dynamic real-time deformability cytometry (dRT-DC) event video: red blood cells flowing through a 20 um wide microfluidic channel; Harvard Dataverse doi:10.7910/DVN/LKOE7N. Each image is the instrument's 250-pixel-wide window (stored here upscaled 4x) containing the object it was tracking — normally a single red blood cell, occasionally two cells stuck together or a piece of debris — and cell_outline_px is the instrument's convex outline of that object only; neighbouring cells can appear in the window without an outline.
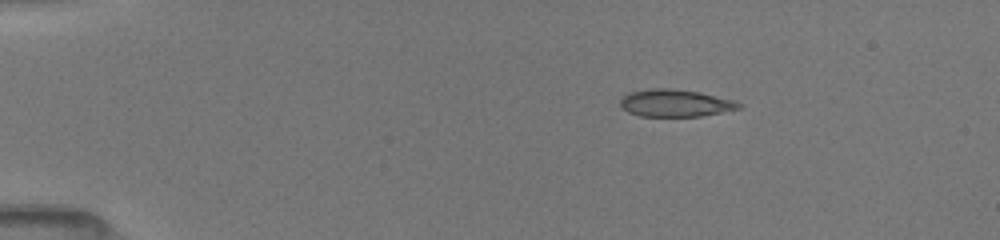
{"species": "common noctule bat (a hibernating species)", "species_latin": "Nyctalus noctula", "temperature_condition": "room temperature", "stored_images_in_passage": 7, "camera_frame_rate_fps": 3000, "um_per_image_px": 0.085, "animal": {"sex": "female", "body_mass_g": 19.5, "forearm_length_mm": 54.1}, "frame": {"image": 1, "passage_image": 3, "time_ms": 2.0, "image_size_px": [1000, 240], "cell_outline_px": [[744, 104], [740, 108], [700, 116], [640, 116], [628, 112], [620, 108], [620, 100], [628, 92], [652, 88], [672, 88], [700, 92], [736, 100]], "centroid_in_image_um": [57.39, 8.75], "position_along_channel_um": 27.6, "area_um2": 19.02}}